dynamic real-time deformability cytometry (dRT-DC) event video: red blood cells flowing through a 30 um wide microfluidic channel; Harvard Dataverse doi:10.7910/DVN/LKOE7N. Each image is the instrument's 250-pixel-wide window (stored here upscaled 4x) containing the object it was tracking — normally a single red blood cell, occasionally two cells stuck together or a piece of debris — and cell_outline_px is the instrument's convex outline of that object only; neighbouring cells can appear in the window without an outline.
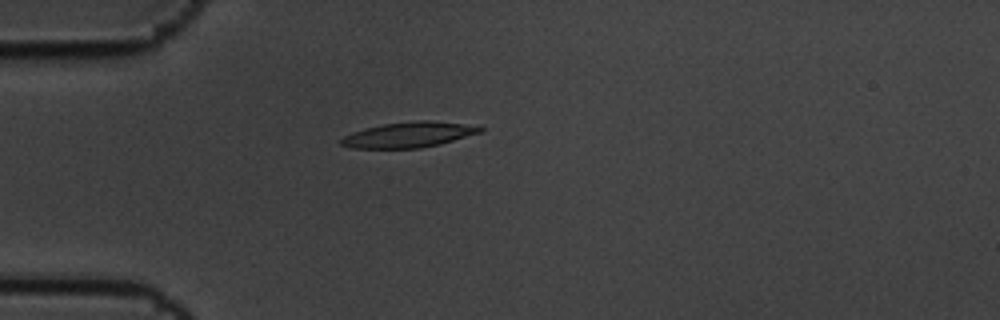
{"species": "common noctule bat (a hibernating species)", "species_latin": "Nyctalus noctula", "temperature_condition": "cold", "stored_images_in_passage": 5, "camera_frame_rate_fps": 3000, "um_per_image_px": 0.085, "animal": {"sex": "male", "body_mass_g": 19.5, "forearm_length_mm": 54.6}, "frame": {"image": 1, "passage_image": 5, "time_ms": 1.333, "image_size_px": [1000, 320], "cell_outline_px": [[484, 128], [480, 132], [440, 144], [420, 148], [352, 148], [340, 144], [340, 140], [344, 136], [352, 132], [364, 128], [384, 124], [420, 120], [428, 120], [460, 124]], "centroid_in_image_um": [34.66, 11.46], "position_along_channel_um": 50.3, "area_um2": 20.17}}